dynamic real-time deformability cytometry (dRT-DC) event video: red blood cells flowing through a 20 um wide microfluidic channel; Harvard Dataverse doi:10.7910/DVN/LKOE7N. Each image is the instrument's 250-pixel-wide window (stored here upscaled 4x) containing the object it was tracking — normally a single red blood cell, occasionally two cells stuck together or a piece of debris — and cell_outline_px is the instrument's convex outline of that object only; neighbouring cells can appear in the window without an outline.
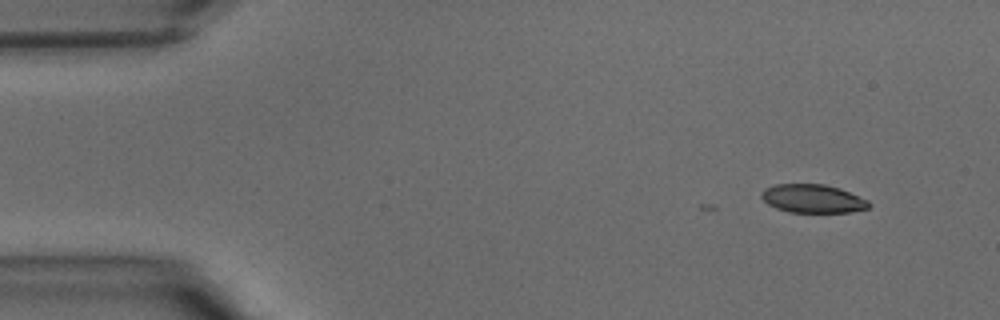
{"species": "common noctule bat (a hibernating species)", "species_latin": "Nyctalus noctula", "temperature_condition": "warm", "stored_images_in_passage": 4, "camera_frame_rate_fps": 3000, "um_per_image_px": 0.085, "animal": {"sex": "male", "body_mass_g": 15.6}, "frame": {"image": 1, "passage_image": 1, "time_ms": 0.0, "image_size_px": [1000, 320], "cell_outline_px": [[872, 204], [868, 208], [852, 212], [788, 212], [776, 208], [768, 204], [760, 196], [760, 192], [764, 188], [776, 184], [824, 184], [840, 188], [868, 200]], "centroid_in_image_um": [69.08, 16.88], "position_along_channel_um": 15.9, "area_um2": 17.92}}